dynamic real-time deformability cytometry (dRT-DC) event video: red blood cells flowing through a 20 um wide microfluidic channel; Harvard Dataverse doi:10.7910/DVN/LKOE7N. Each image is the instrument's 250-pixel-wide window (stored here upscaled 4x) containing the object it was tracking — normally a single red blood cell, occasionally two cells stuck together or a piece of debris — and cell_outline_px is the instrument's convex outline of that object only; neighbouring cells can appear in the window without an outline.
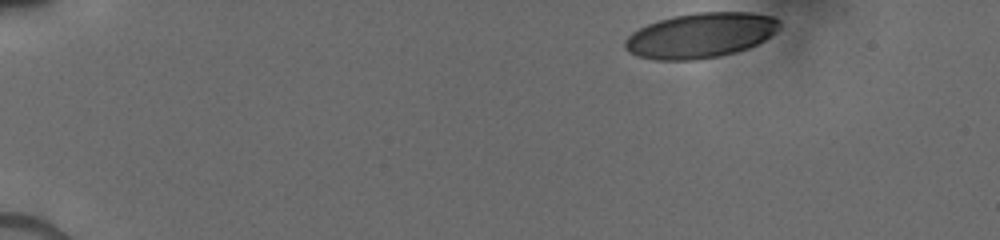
{"species": "human", "species_latin": "Homo sapiens", "temperature_condition": "cold", "stored_images_in_passage": 10, "camera_frame_rate_fps": 3000, "um_per_image_px": 0.085, "donor": {"sex": "male"}, "frame": {"image": 1, "passage_image": 1, "time_ms": 0.0, "image_size_px": [1000, 240], "cell_outline_px": [[780, 28], [776, 32], [764, 40], [748, 48], [736, 52], [720, 56], [696, 60], [656, 60], [636, 56], [628, 52], [624, 48], [624, 40], [632, 32], [648, 24], [672, 16], [696, 12], [752, 12], [772, 16], [780, 20]], "centroid_in_image_um": [59.55, 3.01], "position_along_channel_um": 25.5, "area_um2": 40.86}}
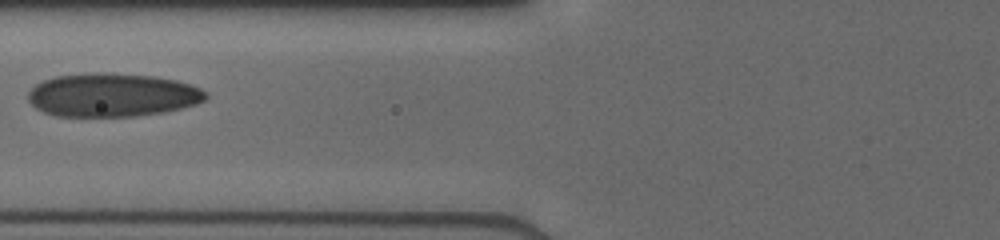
{"frame": {"image": 2, "passage_image": 7, "time_ms": 5.0, "image_size_px": [1000, 240], "cell_outline_px": [[208, 96], [204, 100], [196, 104], [180, 108], [160, 112], [132, 116], [56, 116], [44, 112], [36, 108], [28, 100], [28, 92], [36, 84], [44, 80], [56, 76], [84, 72], [104, 72], [152, 76], [176, 80], [200, 88]], "centroid_in_image_um": [9.5, 8.06], "position_along_channel_um": 116.3, "area_um2": 44.85}}
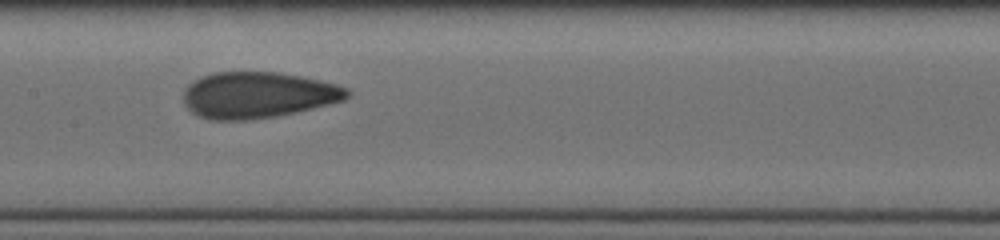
{"frame": {"image": 3, "passage_image": 9, "time_ms": 6.667, "image_size_px": [1000, 240], "cell_outline_px": [[352, 96], [344, 100], [296, 112], [276, 116], [248, 120], [208, 120], [196, 116], [184, 104], [184, 88], [188, 84], [200, 76], [216, 72], [280, 72], [320, 80], [336, 84], [348, 88], [352, 92]], "centroid_in_image_um": [21.91, 8.08], "position_along_channel_um": 185.5, "area_um2": 44.45}}